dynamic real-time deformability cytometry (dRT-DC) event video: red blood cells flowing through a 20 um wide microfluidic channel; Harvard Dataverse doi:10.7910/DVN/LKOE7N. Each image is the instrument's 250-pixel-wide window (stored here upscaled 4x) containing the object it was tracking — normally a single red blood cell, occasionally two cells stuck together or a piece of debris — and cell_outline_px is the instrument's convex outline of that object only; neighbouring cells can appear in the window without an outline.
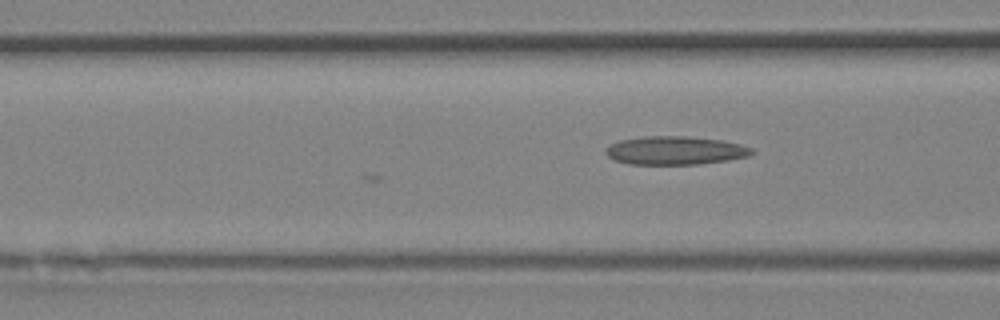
{"species": "Egyptian fruit bat (a non-hibernating species)", "species_latin": "Rousettus aegyptiacus", "temperature_condition": "room temperature", "stored_images_in_passage": 3, "camera_frame_rate_fps": 3000, "um_per_image_px": 0.085, "animal": {"sex": "female"}, "frame": {"image": 1, "passage_image": 3, "time_ms": 0.667, "image_size_px": [1000, 320], "cell_outline_px": [[756, 152], [748, 156], [728, 160], [700, 164], [628, 164], [612, 160], [604, 152], [612, 144], [620, 140], [644, 136], [684, 136], [720, 140], [740, 144], [752, 148]], "centroid_in_image_um": [57.39, 12.8], "position_along_channel_um": 109.2, "area_um2": 24.16}}